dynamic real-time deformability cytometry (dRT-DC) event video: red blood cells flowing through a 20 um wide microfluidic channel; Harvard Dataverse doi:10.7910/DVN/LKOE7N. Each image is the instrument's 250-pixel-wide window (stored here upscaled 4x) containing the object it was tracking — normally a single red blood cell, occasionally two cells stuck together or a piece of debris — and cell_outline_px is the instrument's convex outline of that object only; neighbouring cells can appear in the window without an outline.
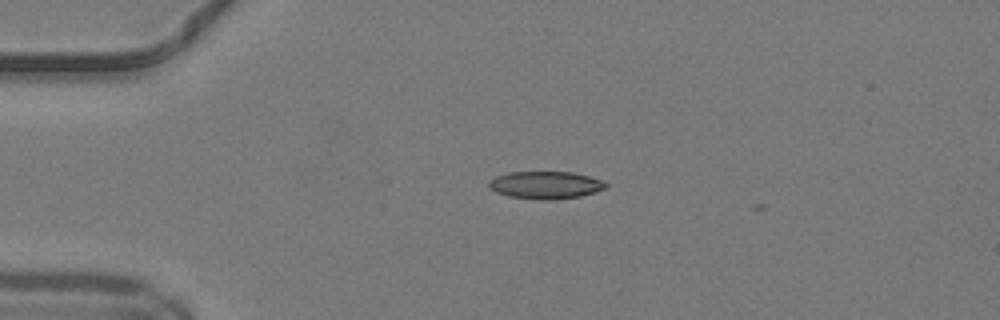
{"species": "common noctule bat (a hibernating species)", "species_latin": "Nyctalus noctula", "temperature_condition": "warm", "stored_images_in_passage": 2, "camera_frame_rate_fps": 3000, "um_per_image_px": 0.085, "animal": {"sex": "male", "body_mass_g": 19.2, "forearm_length_mm": 51.8}, "frame": {"image": 1, "passage_image": 1, "time_ms": 0.0, "image_size_px": [1000, 320], "cell_outline_px": [[608, 188], [596, 192], [580, 196], [556, 200], [540, 200], [508, 196], [496, 192], [488, 184], [488, 180], [496, 176], [508, 172], [572, 172], [604, 180], [608, 184]], "centroid_in_image_um": [46.41, 15.73], "position_along_channel_um": 38.6, "area_um2": 18.96}}